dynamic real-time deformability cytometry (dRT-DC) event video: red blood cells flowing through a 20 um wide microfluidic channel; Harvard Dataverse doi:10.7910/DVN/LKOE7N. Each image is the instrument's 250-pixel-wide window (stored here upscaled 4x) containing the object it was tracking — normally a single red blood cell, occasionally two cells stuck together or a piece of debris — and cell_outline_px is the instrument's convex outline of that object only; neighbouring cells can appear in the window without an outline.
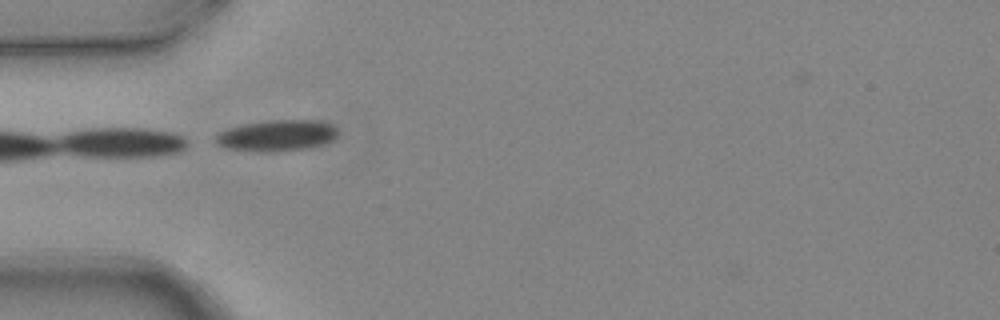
{"species": "common noctule bat (a hibernating species)", "species_latin": "Nyctalus noctula", "temperature_condition": "warm", "stored_images_in_passage": 1, "camera_frame_rate_fps": 3000, "um_per_image_px": 0.085, "animal": {"sex": "female", "body_mass_g": 24.6, "forearm_length_mm": 56.2}, "frame": {"image": 1, "passage_image": 1, "time_ms": 0.0, "image_size_px": [1000, 320], "cell_outline_px": [[340, 132], [332, 140], [324, 144], [304, 148], [272, 152], [260, 152], [224, 148], [216, 144], [216, 136], [220, 132], [228, 128], [244, 124], [268, 120], [320, 120], [332, 124]], "centroid_in_image_um": [23.55, 11.52], "position_along_channel_um": 61.5, "area_um2": 22.31}}